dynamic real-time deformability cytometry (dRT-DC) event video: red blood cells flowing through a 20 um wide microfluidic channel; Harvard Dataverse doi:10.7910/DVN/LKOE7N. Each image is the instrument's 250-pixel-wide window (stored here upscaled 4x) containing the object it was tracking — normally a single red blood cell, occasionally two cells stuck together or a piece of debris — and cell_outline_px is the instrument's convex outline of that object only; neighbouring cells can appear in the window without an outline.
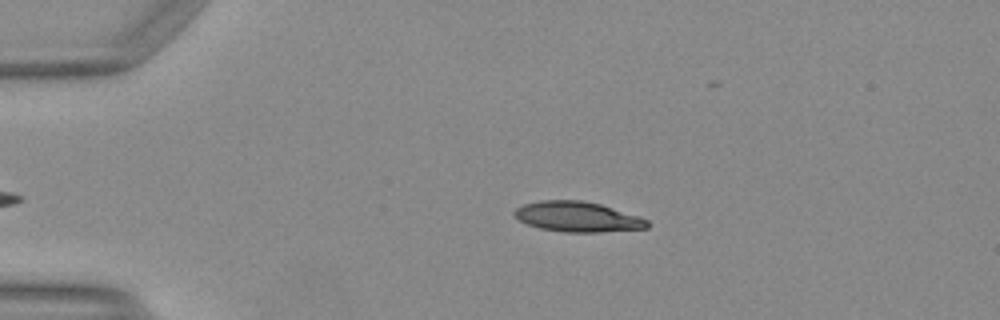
{"species": "Egyptian fruit bat (a non-hibernating species)", "species_latin": "Rousettus aegyptiacus", "temperature_condition": "warm", "stored_images_in_passage": 35, "camera_frame_rate_fps": 3000, "um_per_image_px": 0.085, "animal": {"sex": "female"}, "frame": {"image": 1, "passage_image": 3, "time_ms": 0.667, "image_size_px": [1000, 320], "cell_outline_px": [[648, 228], [600, 232], [564, 232], [540, 228], [528, 224], [520, 220], [512, 212], [516, 208], [524, 204], [540, 200], [580, 200], [600, 204], [648, 220]], "centroid_in_image_um": [49.06, 18.43], "position_along_channel_um": 35.9, "area_um2": 23.06}}
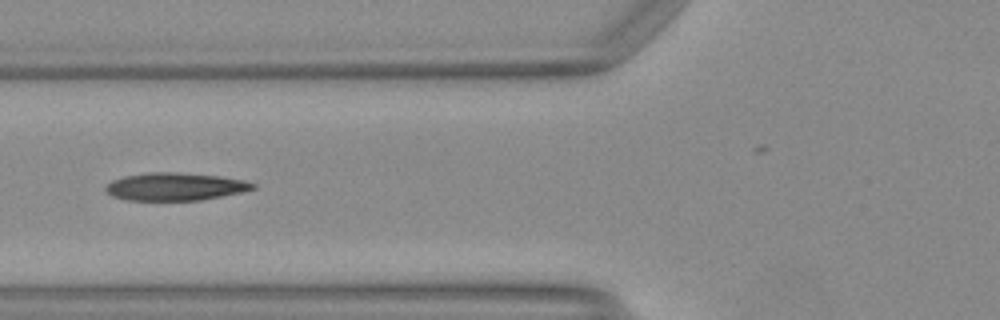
{"frame": {"image": 2, "passage_image": 12, "time_ms": 3.667, "image_size_px": [1000, 320], "cell_outline_px": [[256, 188], [240, 192], [200, 200], [128, 200], [112, 196], [104, 188], [112, 180], [124, 176], [148, 172], [180, 172], [220, 176], [244, 180], [256, 184]], "centroid_in_image_um": [14.88, 15.85], "position_along_channel_um": 110.9, "area_um2": 23.7}}
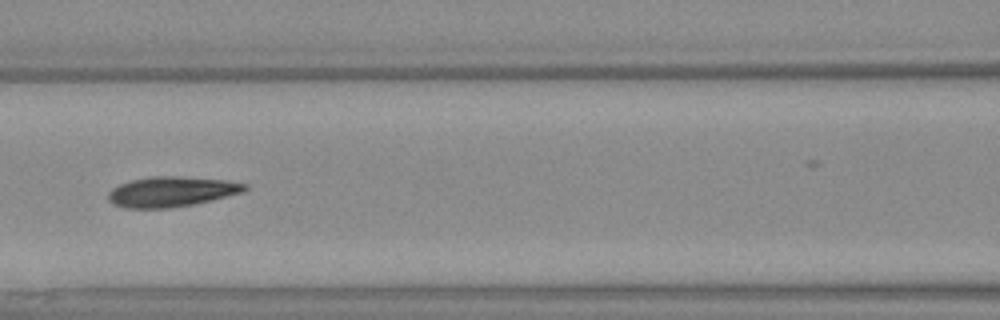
{"frame": {"image": 3, "passage_image": 15, "time_ms": 4.667, "image_size_px": [1000, 320], "cell_outline_px": [[248, 188], [244, 192], [192, 204], [168, 208], [128, 208], [112, 204], [108, 200], [108, 192], [112, 188], [120, 184], [132, 180], [152, 176], [180, 176], [224, 180], [248, 184]], "centroid_in_image_um": [14.56, 16.29], "position_along_channel_um": 152.0, "area_um2": 23.87}, "authors_computed_cell_mechanics": {"area_um2": 23.6402, "velocity_mm_per_s": 4.1199, "shape_relaxation_time_tau1_ms": null, "shape_relaxation_time_tau2_ms": 2.9983, "deformation_change_tau1": null, "deformation_change_tau2": 0.095}}